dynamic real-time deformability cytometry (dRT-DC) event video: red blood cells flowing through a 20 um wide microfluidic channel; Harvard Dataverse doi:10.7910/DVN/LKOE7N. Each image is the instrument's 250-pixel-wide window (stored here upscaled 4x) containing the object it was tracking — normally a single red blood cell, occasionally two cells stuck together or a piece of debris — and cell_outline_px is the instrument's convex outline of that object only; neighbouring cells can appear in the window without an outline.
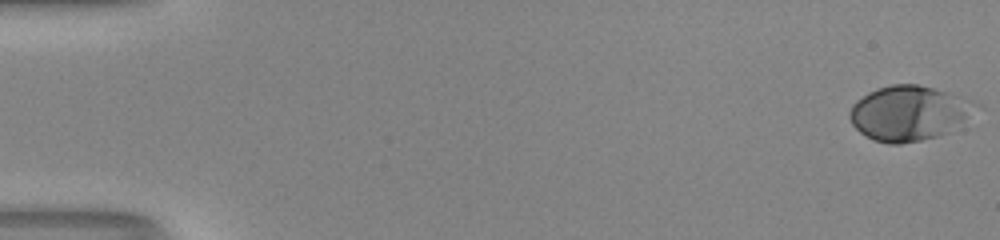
{"species": "human", "species_latin": "Homo sapiens", "temperature_condition": "room temperature", "stored_images_in_passage": 49, "camera_frame_rate_fps": 3000, "um_per_image_px": 0.085, "donor": {"sex": "male"}, "frame": {"image": 1, "passage_image": 1, "time_ms": 0.0, "image_size_px": [1000, 240], "cell_outline_px": [[984, 104], [948, 132], [940, 136], [900, 144], [888, 144], [872, 140], [860, 132], [852, 124], [848, 116], [848, 112], [852, 104], [856, 100], [868, 92], [876, 88], [892, 84], [916, 84], [948, 92], [976, 100]], "centroid_in_image_um": [77.26, 9.61], "position_along_channel_um": 7.7, "area_um2": 40.69}}
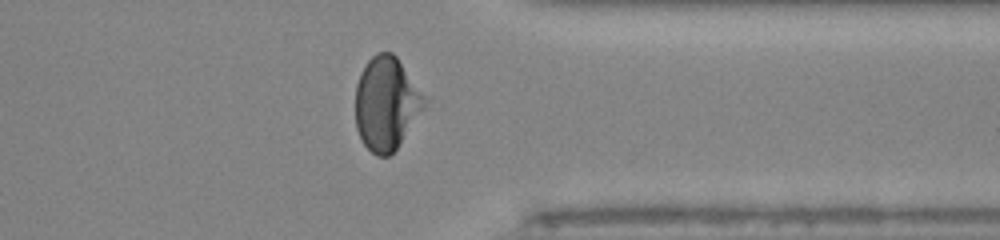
{"frame": {"image": 2, "passage_image": 42, "time_ms": 13.667, "image_size_px": [1000, 240], "cell_outline_px": [[428, 100], [424, 108], [396, 148], [388, 156], [376, 156], [364, 144], [356, 128], [356, 84], [360, 72], [364, 64], [376, 52], [392, 52], [396, 56]], "centroid_in_image_um": [32.82, 8.77], "position_along_channel_um": 378.6, "area_um2": 37.22}}
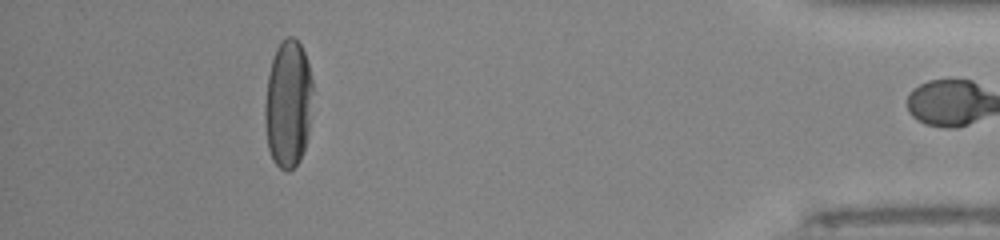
{"frame": {"image": 3, "passage_image": 48, "time_ms": 15.667, "image_size_px": [1000, 240], "cell_outline_px": [[312, 88], [308, 136], [300, 160], [288, 172], [280, 168], [272, 160], [268, 148], [264, 120], [264, 104], [268, 76], [272, 60], [276, 48], [280, 40], [288, 36], [292, 36], [300, 44], [304, 52], [308, 64], [312, 80]], "centroid_in_image_um": [24.47, 8.83], "position_along_channel_um": 410.7, "area_um2": 35.72}, "authors_computed_cell_mechanics": {"area_um2": 37.281, "velocity_mm_per_s": 4.1022, "shape_relaxation_time_tau1_ms": 3.2963, "shape_relaxation_time_tau2_ms": null, "deformation_change_tau1": 0.1906, "deformation_change_tau2": null}}